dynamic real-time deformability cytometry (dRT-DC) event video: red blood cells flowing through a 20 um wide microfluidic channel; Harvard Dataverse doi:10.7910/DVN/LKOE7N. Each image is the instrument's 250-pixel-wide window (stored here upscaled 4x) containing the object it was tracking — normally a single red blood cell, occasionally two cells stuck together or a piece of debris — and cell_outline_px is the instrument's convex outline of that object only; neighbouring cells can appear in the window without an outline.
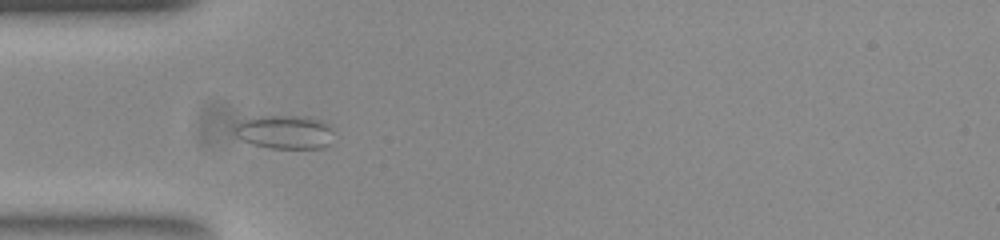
{"species": "common noctule bat (a hibernating species)", "species_latin": "Nyctalus noctula", "temperature_condition": "room temperature", "stored_images_in_passage": 10, "camera_frame_rate_fps": 3000, "um_per_image_px": 0.085, "animal": {"sex": "female", "body_mass_g": 23.0, "forearm_length_mm": 53.4}, "frame": {"image": 1, "passage_image": 4, "time_ms": 1.0, "image_size_px": [1000, 240], "cell_outline_px": [[328, 144], [320, 148], [272, 148], [252, 144], [244, 140], [232, 128], [236, 124], [248, 120], [264, 116], [308, 116], [320, 120], [328, 128]], "centroid_in_image_um": [24.15, 11.22], "position_along_channel_um": 60.8, "area_um2": 18.55}}